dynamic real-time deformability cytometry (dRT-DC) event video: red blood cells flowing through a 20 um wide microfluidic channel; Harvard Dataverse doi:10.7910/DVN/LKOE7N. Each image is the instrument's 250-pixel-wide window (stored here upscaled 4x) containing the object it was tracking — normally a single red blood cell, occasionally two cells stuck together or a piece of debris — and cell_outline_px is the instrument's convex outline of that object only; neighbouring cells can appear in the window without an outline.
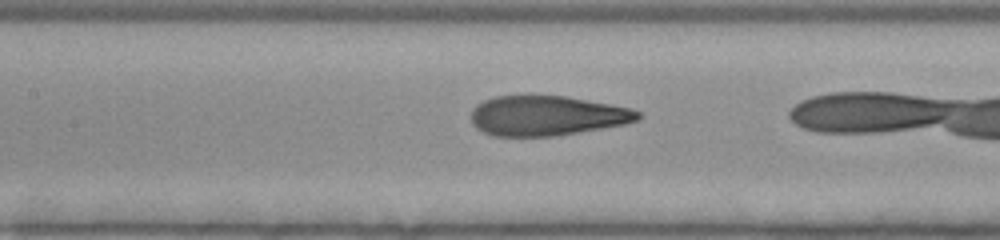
{"species": "human", "species_latin": "Homo sapiens", "temperature_condition": "room temperature", "stored_images_in_passage": 22, "camera_frame_rate_fps": 3000, "um_per_image_px": 0.085, "donor": {"sex": "female"}, "frame": {"image": 1, "passage_image": 21, "time_ms": 6.667, "image_size_px": [1000, 240], "cell_outline_px": [[640, 120], [628, 124], [556, 136], [492, 136], [476, 128], [472, 124], [472, 108], [476, 104], [484, 100], [496, 96], [564, 96], [632, 108], [640, 112]], "centroid_in_image_um": [46.5, 9.84], "position_along_channel_um": 160.9, "area_um2": 38.9}}